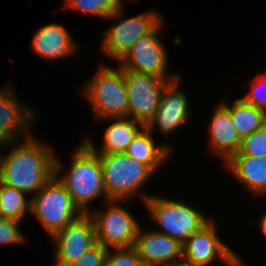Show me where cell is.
Listing matches in <instances>:
<instances>
[{
    "mask_svg": "<svg viewBox=\"0 0 266 266\" xmlns=\"http://www.w3.org/2000/svg\"><path fill=\"white\" fill-rule=\"evenodd\" d=\"M129 117L145 126L153 118L165 86L173 79L124 70Z\"/></svg>",
    "mask_w": 266,
    "mask_h": 266,
    "instance_id": "10",
    "label": "cell"
},
{
    "mask_svg": "<svg viewBox=\"0 0 266 266\" xmlns=\"http://www.w3.org/2000/svg\"><path fill=\"white\" fill-rule=\"evenodd\" d=\"M21 145L1 156L0 182L23 193L34 195L54 177L55 154L28 135Z\"/></svg>",
    "mask_w": 266,
    "mask_h": 266,
    "instance_id": "1",
    "label": "cell"
},
{
    "mask_svg": "<svg viewBox=\"0 0 266 266\" xmlns=\"http://www.w3.org/2000/svg\"><path fill=\"white\" fill-rule=\"evenodd\" d=\"M96 154L100 159L108 200L132 199L153 174L147 165L128 157L125 153Z\"/></svg>",
    "mask_w": 266,
    "mask_h": 266,
    "instance_id": "3",
    "label": "cell"
},
{
    "mask_svg": "<svg viewBox=\"0 0 266 266\" xmlns=\"http://www.w3.org/2000/svg\"><path fill=\"white\" fill-rule=\"evenodd\" d=\"M13 91L10 86L0 91V140L11 145L21 140L23 134H29L28 126L35 114L33 109L19 103Z\"/></svg>",
    "mask_w": 266,
    "mask_h": 266,
    "instance_id": "15",
    "label": "cell"
},
{
    "mask_svg": "<svg viewBox=\"0 0 266 266\" xmlns=\"http://www.w3.org/2000/svg\"><path fill=\"white\" fill-rule=\"evenodd\" d=\"M141 199L151 218L163 228L156 232L166 234L181 244L209 221L201 211L180 201L146 194H142Z\"/></svg>",
    "mask_w": 266,
    "mask_h": 266,
    "instance_id": "5",
    "label": "cell"
},
{
    "mask_svg": "<svg viewBox=\"0 0 266 266\" xmlns=\"http://www.w3.org/2000/svg\"><path fill=\"white\" fill-rule=\"evenodd\" d=\"M30 200V212L39 220L49 236H53L83 214L65 186L55 176Z\"/></svg>",
    "mask_w": 266,
    "mask_h": 266,
    "instance_id": "6",
    "label": "cell"
},
{
    "mask_svg": "<svg viewBox=\"0 0 266 266\" xmlns=\"http://www.w3.org/2000/svg\"><path fill=\"white\" fill-rule=\"evenodd\" d=\"M54 157V176L66 188L73 202L83 213L90 210L89 203L97 197L107 199L103 184L102 167L98 155L83 141L74 151L70 169L64 175H59L63 165Z\"/></svg>",
    "mask_w": 266,
    "mask_h": 266,
    "instance_id": "2",
    "label": "cell"
},
{
    "mask_svg": "<svg viewBox=\"0 0 266 266\" xmlns=\"http://www.w3.org/2000/svg\"><path fill=\"white\" fill-rule=\"evenodd\" d=\"M107 247L96 243L89 248L76 262L68 266H103L108 252Z\"/></svg>",
    "mask_w": 266,
    "mask_h": 266,
    "instance_id": "27",
    "label": "cell"
},
{
    "mask_svg": "<svg viewBox=\"0 0 266 266\" xmlns=\"http://www.w3.org/2000/svg\"><path fill=\"white\" fill-rule=\"evenodd\" d=\"M256 77L266 86V72L261 75L258 74Z\"/></svg>",
    "mask_w": 266,
    "mask_h": 266,
    "instance_id": "30",
    "label": "cell"
},
{
    "mask_svg": "<svg viewBox=\"0 0 266 266\" xmlns=\"http://www.w3.org/2000/svg\"><path fill=\"white\" fill-rule=\"evenodd\" d=\"M163 20L147 35L142 36L133 44L131 50L120 61L123 70L151 75L161 79L176 80L177 74L167 75V52L163 43L158 38V31L163 26Z\"/></svg>",
    "mask_w": 266,
    "mask_h": 266,
    "instance_id": "9",
    "label": "cell"
},
{
    "mask_svg": "<svg viewBox=\"0 0 266 266\" xmlns=\"http://www.w3.org/2000/svg\"><path fill=\"white\" fill-rule=\"evenodd\" d=\"M230 112L231 121L242 139L266 124V112L237 98L231 106L223 103Z\"/></svg>",
    "mask_w": 266,
    "mask_h": 266,
    "instance_id": "21",
    "label": "cell"
},
{
    "mask_svg": "<svg viewBox=\"0 0 266 266\" xmlns=\"http://www.w3.org/2000/svg\"><path fill=\"white\" fill-rule=\"evenodd\" d=\"M109 28L103 38L102 50L111 57L121 61L142 36L150 33L163 19L156 11L148 10L128 19H119Z\"/></svg>",
    "mask_w": 266,
    "mask_h": 266,
    "instance_id": "11",
    "label": "cell"
},
{
    "mask_svg": "<svg viewBox=\"0 0 266 266\" xmlns=\"http://www.w3.org/2000/svg\"><path fill=\"white\" fill-rule=\"evenodd\" d=\"M245 156L253 158L266 157V124L254 131L252 134L241 139L239 151Z\"/></svg>",
    "mask_w": 266,
    "mask_h": 266,
    "instance_id": "24",
    "label": "cell"
},
{
    "mask_svg": "<svg viewBox=\"0 0 266 266\" xmlns=\"http://www.w3.org/2000/svg\"><path fill=\"white\" fill-rule=\"evenodd\" d=\"M133 247L144 266H176L182 262L183 244L156 230L144 232L139 227Z\"/></svg>",
    "mask_w": 266,
    "mask_h": 266,
    "instance_id": "14",
    "label": "cell"
},
{
    "mask_svg": "<svg viewBox=\"0 0 266 266\" xmlns=\"http://www.w3.org/2000/svg\"><path fill=\"white\" fill-rule=\"evenodd\" d=\"M167 145L157 146L152 133L145 126L131 141L126 151L128 157L147 165L153 172L168 158L171 153Z\"/></svg>",
    "mask_w": 266,
    "mask_h": 266,
    "instance_id": "20",
    "label": "cell"
},
{
    "mask_svg": "<svg viewBox=\"0 0 266 266\" xmlns=\"http://www.w3.org/2000/svg\"><path fill=\"white\" fill-rule=\"evenodd\" d=\"M110 119L115 122L105 130L103 146L99 151L89 138L84 141L95 153H124L131 141L145 127L143 123L130 117Z\"/></svg>",
    "mask_w": 266,
    "mask_h": 266,
    "instance_id": "19",
    "label": "cell"
},
{
    "mask_svg": "<svg viewBox=\"0 0 266 266\" xmlns=\"http://www.w3.org/2000/svg\"><path fill=\"white\" fill-rule=\"evenodd\" d=\"M250 89L251 92L243 97V99L249 104L254 105L266 112V94H263L264 91L266 92V86H264V84L257 77H255L253 81H251ZM261 91L264 96L261 94Z\"/></svg>",
    "mask_w": 266,
    "mask_h": 266,
    "instance_id": "28",
    "label": "cell"
},
{
    "mask_svg": "<svg viewBox=\"0 0 266 266\" xmlns=\"http://www.w3.org/2000/svg\"><path fill=\"white\" fill-rule=\"evenodd\" d=\"M3 218L2 212H1V208H0V219Z\"/></svg>",
    "mask_w": 266,
    "mask_h": 266,
    "instance_id": "33",
    "label": "cell"
},
{
    "mask_svg": "<svg viewBox=\"0 0 266 266\" xmlns=\"http://www.w3.org/2000/svg\"><path fill=\"white\" fill-rule=\"evenodd\" d=\"M88 80L84 93L98 119L129 117L124 70L101 66Z\"/></svg>",
    "mask_w": 266,
    "mask_h": 266,
    "instance_id": "4",
    "label": "cell"
},
{
    "mask_svg": "<svg viewBox=\"0 0 266 266\" xmlns=\"http://www.w3.org/2000/svg\"><path fill=\"white\" fill-rule=\"evenodd\" d=\"M31 45L38 56L52 61L70 56L78 48L67 29L57 23L40 27L34 33Z\"/></svg>",
    "mask_w": 266,
    "mask_h": 266,
    "instance_id": "17",
    "label": "cell"
},
{
    "mask_svg": "<svg viewBox=\"0 0 266 266\" xmlns=\"http://www.w3.org/2000/svg\"><path fill=\"white\" fill-rule=\"evenodd\" d=\"M51 237L57 244L56 266H68L76 262L97 243L95 224L89 213L81 214Z\"/></svg>",
    "mask_w": 266,
    "mask_h": 266,
    "instance_id": "12",
    "label": "cell"
},
{
    "mask_svg": "<svg viewBox=\"0 0 266 266\" xmlns=\"http://www.w3.org/2000/svg\"><path fill=\"white\" fill-rule=\"evenodd\" d=\"M123 0H66L65 9H73L101 16L107 19H119L123 15Z\"/></svg>",
    "mask_w": 266,
    "mask_h": 266,
    "instance_id": "23",
    "label": "cell"
},
{
    "mask_svg": "<svg viewBox=\"0 0 266 266\" xmlns=\"http://www.w3.org/2000/svg\"><path fill=\"white\" fill-rule=\"evenodd\" d=\"M20 223L12 219H0V244L11 245L25 242V238L18 228Z\"/></svg>",
    "mask_w": 266,
    "mask_h": 266,
    "instance_id": "26",
    "label": "cell"
},
{
    "mask_svg": "<svg viewBox=\"0 0 266 266\" xmlns=\"http://www.w3.org/2000/svg\"><path fill=\"white\" fill-rule=\"evenodd\" d=\"M180 78L169 82L160 96L159 105L147 129L153 133L155 125L163 134L175 132L190 117L189 101L185 93L179 91Z\"/></svg>",
    "mask_w": 266,
    "mask_h": 266,
    "instance_id": "13",
    "label": "cell"
},
{
    "mask_svg": "<svg viewBox=\"0 0 266 266\" xmlns=\"http://www.w3.org/2000/svg\"><path fill=\"white\" fill-rule=\"evenodd\" d=\"M176 266H192V265H188V264H186V263L181 262V263H179V264L176 265Z\"/></svg>",
    "mask_w": 266,
    "mask_h": 266,
    "instance_id": "32",
    "label": "cell"
},
{
    "mask_svg": "<svg viewBox=\"0 0 266 266\" xmlns=\"http://www.w3.org/2000/svg\"><path fill=\"white\" fill-rule=\"evenodd\" d=\"M25 193L0 182V208L3 218L21 222L30 211L31 200L25 198Z\"/></svg>",
    "mask_w": 266,
    "mask_h": 266,
    "instance_id": "22",
    "label": "cell"
},
{
    "mask_svg": "<svg viewBox=\"0 0 266 266\" xmlns=\"http://www.w3.org/2000/svg\"><path fill=\"white\" fill-rule=\"evenodd\" d=\"M261 229H262V232L265 234L266 236V213L265 215L263 214V217H262V220H261Z\"/></svg>",
    "mask_w": 266,
    "mask_h": 266,
    "instance_id": "29",
    "label": "cell"
},
{
    "mask_svg": "<svg viewBox=\"0 0 266 266\" xmlns=\"http://www.w3.org/2000/svg\"><path fill=\"white\" fill-rule=\"evenodd\" d=\"M7 145H9L10 146V144L9 143H4L3 141H1L0 140V148L3 146H7ZM0 162H1V154H0Z\"/></svg>",
    "mask_w": 266,
    "mask_h": 266,
    "instance_id": "31",
    "label": "cell"
},
{
    "mask_svg": "<svg viewBox=\"0 0 266 266\" xmlns=\"http://www.w3.org/2000/svg\"><path fill=\"white\" fill-rule=\"evenodd\" d=\"M116 252L108 249L103 266H144L137 250L134 247L114 248Z\"/></svg>",
    "mask_w": 266,
    "mask_h": 266,
    "instance_id": "25",
    "label": "cell"
},
{
    "mask_svg": "<svg viewBox=\"0 0 266 266\" xmlns=\"http://www.w3.org/2000/svg\"><path fill=\"white\" fill-rule=\"evenodd\" d=\"M107 202L111 206L104 209L105 211L88 212L95 224L97 242L109 249L110 247H133L140 224L125 208L117 204L125 200Z\"/></svg>",
    "mask_w": 266,
    "mask_h": 266,
    "instance_id": "7",
    "label": "cell"
},
{
    "mask_svg": "<svg viewBox=\"0 0 266 266\" xmlns=\"http://www.w3.org/2000/svg\"><path fill=\"white\" fill-rule=\"evenodd\" d=\"M226 165L230 173L253 194H266V157L253 158L236 153L226 162Z\"/></svg>",
    "mask_w": 266,
    "mask_h": 266,
    "instance_id": "18",
    "label": "cell"
},
{
    "mask_svg": "<svg viewBox=\"0 0 266 266\" xmlns=\"http://www.w3.org/2000/svg\"><path fill=\"white\" fill-rule=\"evenodd\" d=\"M209 126L211 150L227 162L239 151L241 138L237 134L229 109L220 103L213 112Z\"/></svg>",
    "mask_w": 266,
    "mask_h": 266,
    "instance_id": "16",
    "label": "cell"
},
{
    "mask_svg": "<svg viewBox=\"0 0 266 266\" xmlns=\"http://www.w3.org/2000/svg\"><path fill=\"white\" fill-rule=\"evenodd\" d=\"M216 231L217 228L210 219L194 232L183 243L182 262L192 266H207L218 257L227 266H244L235 251L220 240Z\"/></svg>",
    "mask_w": 266,
    "mask_h": 266,
    "instance_id": "8",
    "label": "cell"
}]
</instances>
